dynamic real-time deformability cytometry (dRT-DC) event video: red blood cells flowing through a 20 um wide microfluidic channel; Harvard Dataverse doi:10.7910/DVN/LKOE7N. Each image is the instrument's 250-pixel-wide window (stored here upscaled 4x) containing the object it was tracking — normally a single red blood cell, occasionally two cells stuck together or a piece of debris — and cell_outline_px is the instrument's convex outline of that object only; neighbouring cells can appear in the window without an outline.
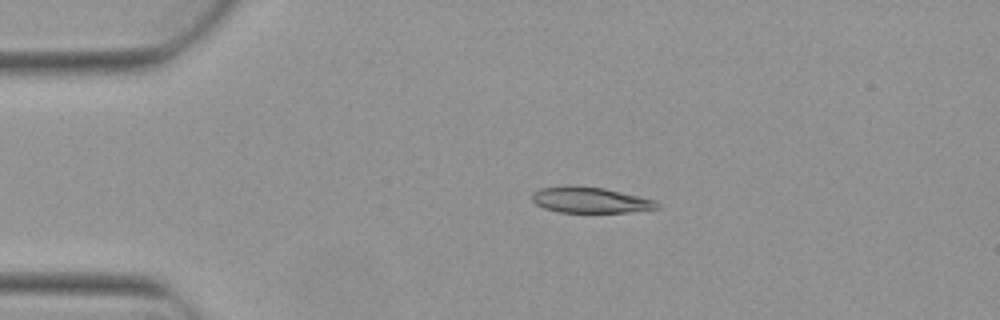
{"species": "Egyptian fruit bat (a non-hibernating species)", "species_latin": "Rousettus aegyptiacus", "temperature_condition": "warm", "stored_images_in_passage": 3, "camera_frame_rate_fps": 3000, "um_per_image_px": 0.085, "animal": {"sex": "female"}, "frame": {"image": 1, "passage_image": 2, "time_ms": 0.333, "image_size_px": [1000, 320], "cell_outline_px": [[660, 208], [628, 212], [560, 212], [544, 208], [536, 204], [532, 200], [532, 192], [540, 188], [564, 184], [568, 184], [604, 188], [656, 200], [660, 204]], "centroid_in_image_um": [50.14, 16.98], "position_along_channel_um": 34.9, "area_um2": 19.07}}